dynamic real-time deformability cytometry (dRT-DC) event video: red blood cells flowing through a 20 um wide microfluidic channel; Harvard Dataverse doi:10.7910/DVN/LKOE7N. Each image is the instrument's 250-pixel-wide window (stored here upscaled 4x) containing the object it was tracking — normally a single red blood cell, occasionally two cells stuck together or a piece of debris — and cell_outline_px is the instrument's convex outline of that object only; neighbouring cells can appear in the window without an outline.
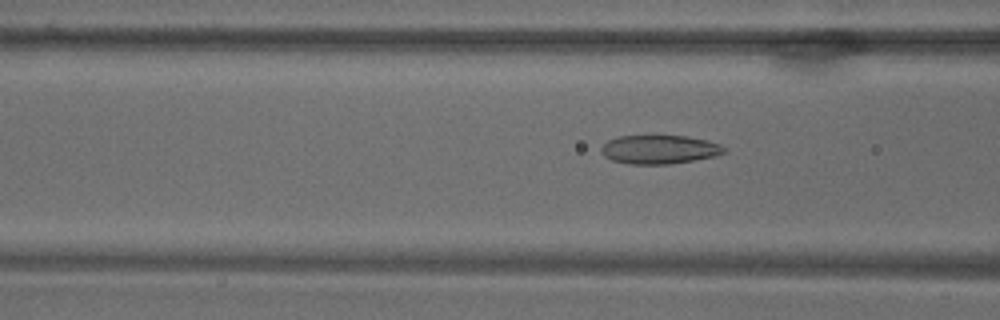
{"species": "common noctule bat (a hibernating species)", "species_latin": "Nyctalus noctula", "temperature_condition": "warm", "stored_images_in_passage": 70, "camera_frame_rate_fps": 3000, "um_per_image_px": 0.085, "animal": {"sex": "male", "body_mass_g": 18.8}, "frame": {"image": 1, "passage_image": 28, "time_ms": 9.0, "image_size_px": [1000, 320], "cell_outline_px": [[728, 152], [716, 156], [668, 164], [628, 164], [612, 160], [604, 156], [600, 152], [600, 148], [608, 140], [620, 136], [688, 136], [708, 140], [720, 144], [728, 148]], "centroid_in_image_um": [56.08, 12.7], "position_along_channel_um": 110.5, "area_um2": 20.75}}
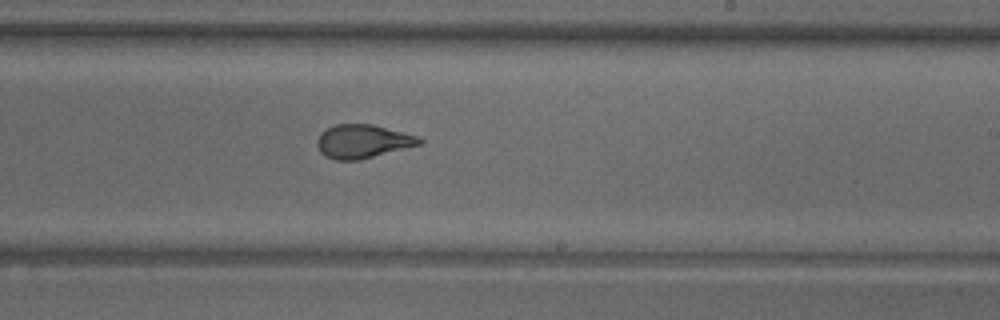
{"frame": {"image": 2, "passage_image": 43, "time_ms": 14.0, "image_size_px": [1000, 320], "cell_outline_px": [[424, 140], [420, 144], [360, 160], [336, 160], [324, 156], [320, 152], [316, 144], [316, 140], [320, 132], [336, 124], [372, 124], [420, 136]], "centroid_in_image_um": [30.81, 12.01], "position_along_channel_um": 258.2, "area_um2": 20.11}}
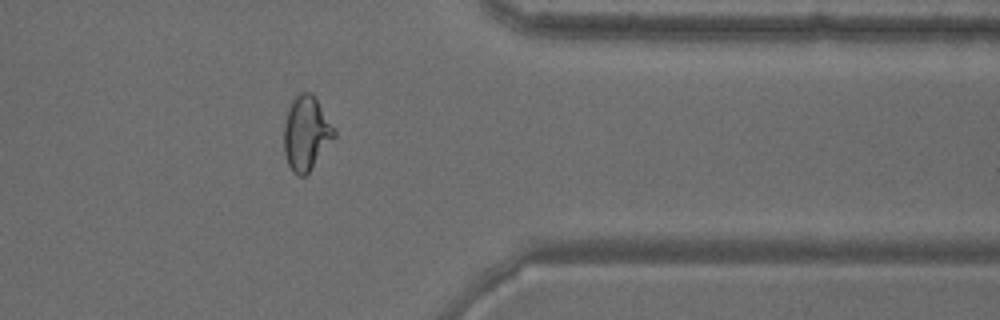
{"frame": {"image": 3, "passage_image": 57, "time_ms": 18.667, "image_size_px": [1000, 320], "cell_outline_px": [[336, 136], [308, 172], [304, 176], [296, 176], [292, 172], [288, 164], [284, 152], [284, 124], [288, 108], [292, 100], [300, 92], [308, 92], [316, 100], [336, 128]], "centroid_in_image_um": [26.02, 11.34], "position_along_channel_um": 385.4, "area_um2": 21.56}}